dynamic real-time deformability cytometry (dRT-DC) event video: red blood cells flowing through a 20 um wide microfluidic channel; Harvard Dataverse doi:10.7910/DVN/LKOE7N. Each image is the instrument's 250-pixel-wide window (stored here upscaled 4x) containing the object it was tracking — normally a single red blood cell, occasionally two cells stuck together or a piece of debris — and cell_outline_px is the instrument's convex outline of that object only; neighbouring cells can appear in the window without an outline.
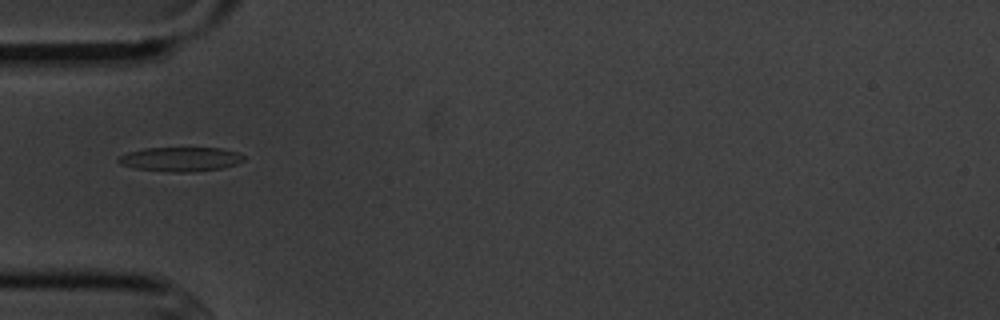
{"species": "common noctule bat (a hibernating species)", "species_latin": "Nyctalus noctula", "temperature_condition": "cold", "stored_images_in_passage": 12, "camera_frame_rate_fps": 3000, "um_per_image_px": 0.085, "animal": {"sex": "male", "body_mass_g": 20.1, "forearm_length_mm": 53.5}, "frame": {"image": 1, "passage_image": 2, "time_ms": 1.333, "image_size_px": [1000, 320], "cell_outline_px": [[244, 160], [236, 164], [220, 168], [192, 172], [168, 172], [136, 168], [120, 164], [116, 160], [120, 156], [128, 152], [144, 148], [220, 148], [236, 152], [244, 156]], "centroid_in_image_um": [15.32, 13.53], "position_along_channel_um": 69.7, "area_um2": 17.63}}
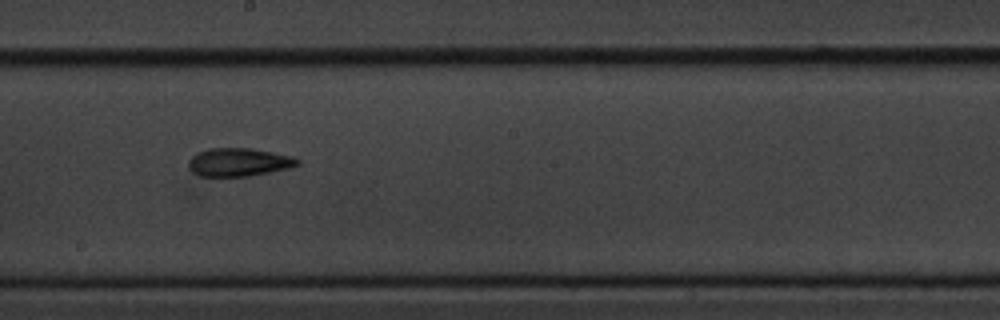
{"frame": {"image": 2, "passage_image": 6, "time_ms": 5.667, "image_size_px": [1000, 320], "cell_outline_px": [[300, 164], [288, 168], [248, 176], [200, 176], [192, 172], [188, 164], [188, 160], [196, 152], [208, 148], [252, 148], [292, 156], [300, 160]], "centroid_in_image_um": [20.27, 13.77], "position_along_channel_um": 227.9, "area_um2": 17.92}}
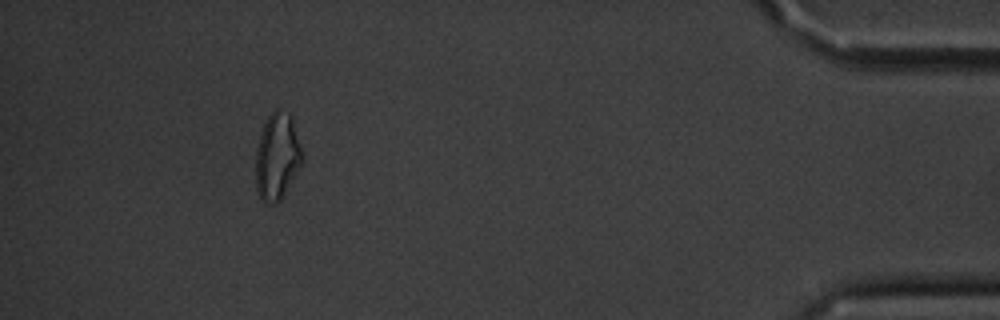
{"frame": {"image": 3, "passage_image": 11, "time_ms": 12.333, "image_size_px": [1000, 320], "cell_outline_px": [[304, 160], [280, 200], [276, 204], [264, 204], [260, 200], [256, 188], [256, 152], [260, 136], [264, 124], [268, 116], [276, 108], [292, 116], [300, 144]], "centroid_in_image_um": [23.56, 13.34], "position_along_channel_um": 411.6, "area_um2": 23.47}, "authors_computed_cell_mechanics": {"area_um2": 17.8313, "velocity_mm_per_s": 3.6375, "shape_relaxation_time_tau1_ms": 6.254, "shape_relaxation_time_tau2_ms": 2.728, "deformation_change_tau1": 0.1412, "deformation_change_tau2": 0.0884}}